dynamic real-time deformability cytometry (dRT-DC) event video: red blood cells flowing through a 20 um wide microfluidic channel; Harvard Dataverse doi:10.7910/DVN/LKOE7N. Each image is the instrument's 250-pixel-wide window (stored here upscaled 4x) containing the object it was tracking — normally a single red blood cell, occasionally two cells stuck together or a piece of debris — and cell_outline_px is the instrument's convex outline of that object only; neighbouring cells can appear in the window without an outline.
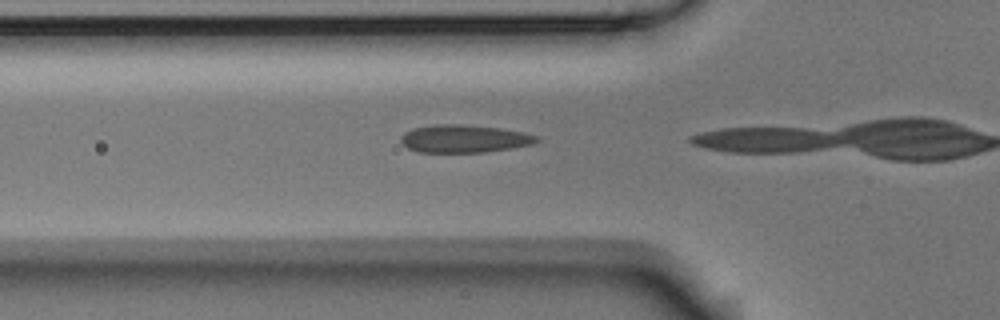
{"species": "Egyptian fruit bat (a non-hibernating species)", "species_latin": "Rousettus aegyptiacus", "temperature_condition": "room temperature", "stored_images_in_passage": 14, "camera_frame_rate_fps": 3000, "um_per_image_px": 0.085, "animal": {"sex": "male"}, "frame": {"image": 1, "passage_image": 13, "time_ms": 4.0, "image_size_px": [1000, 320], "cell_outline_px": [[540, 140], [532, 144], [512, 148], [484, 152], [416, 152], [408, 148], [400, 140], [400, 136], [404, 132], [412, 128], [436, 124], [460, 124], [500, 128], [524, 132], [536, 136]], "centroid_in_image_um": [39.43, 11.79], "position_along_channel_um": 86.4, "area_um2": 22.02}}